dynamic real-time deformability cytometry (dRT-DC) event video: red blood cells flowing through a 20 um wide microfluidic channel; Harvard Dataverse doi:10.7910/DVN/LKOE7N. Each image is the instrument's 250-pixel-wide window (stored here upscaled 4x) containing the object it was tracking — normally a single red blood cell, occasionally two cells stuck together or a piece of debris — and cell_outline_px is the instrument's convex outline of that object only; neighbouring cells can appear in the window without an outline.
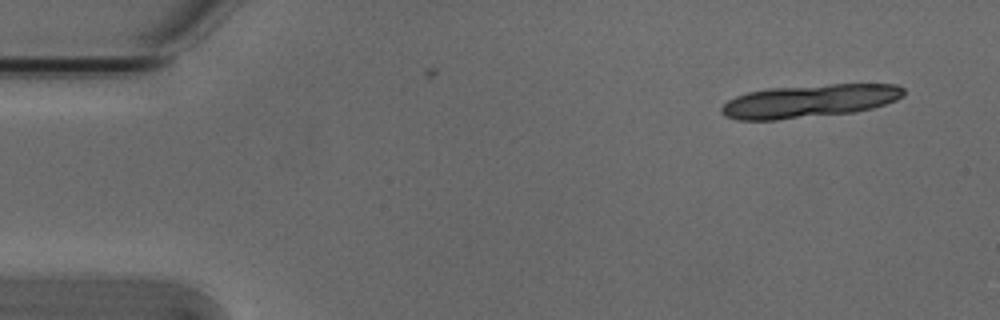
{"species": "Egyptian fruit bat (a non-hibernating species)", "species_latin": "Rousettus aegyptiacus", "temperature_condition": "cold", "stored_images_in_passage": 3, "camera_frame_rate_fps": 3000, "um_per_image_px": 0.085, "animal": {"sex": "male"}, "frame": {"image": 1, "passage_image": 1, "time_ms": 0.0, "image_size_px": [1000, 320], "cell_outline_px": [[904, 96], [896, 100], [872, 108], [856, 112], [776, 120], [736, 120], [724, 116], [720, 112], [720, 108], [728, 100], [736, 96], [748, 92], [768, 88], [832, 84], [896, 84], [904, 88]], "centroid_in_image_um": [68.78, 8.59], "position_along_channel_um": 16.2, "area_um2": 35.26}}